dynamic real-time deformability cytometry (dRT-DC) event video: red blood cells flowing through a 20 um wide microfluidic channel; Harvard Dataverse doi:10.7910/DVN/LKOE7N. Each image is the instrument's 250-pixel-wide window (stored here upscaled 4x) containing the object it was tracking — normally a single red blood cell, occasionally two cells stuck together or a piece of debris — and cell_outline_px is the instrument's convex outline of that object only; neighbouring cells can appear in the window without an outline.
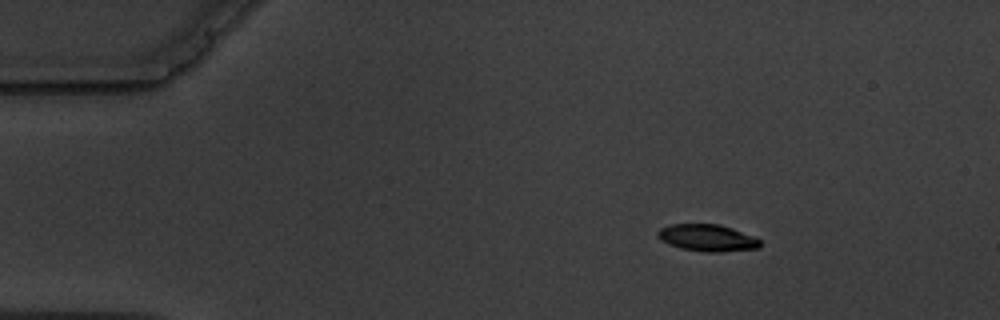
{"species": "common noctule bat (a hibernating species)", "species_latin": "Nyctalus noctula", "temperature_condition": "warm", "stored_images_in_passage": 11, "camera_frame_rate_fps": 3000, "um_per_image_px": 0.085, "animal": {"sex": "male", "body_mass_g": 19.5, "forearm_length_mm": 54.6}, "frame": {"image": 1, "passage_image": 1, "time_ms": 0.0, "image_size_px": [1000, 320], "cell_outline_px": [[760, 248], [720, 252], [704, 252], [680, 248], [668, 244], [660, 240], [656, 236], [656, 232], [660, 228], [668, 224], [720, 224], [732, 228], [752, 236], [760, 240]], "centroid_in_image_um": [60.07, 20.21], "position_along_channel_um": 24.9, "area_um2": 16.18}}
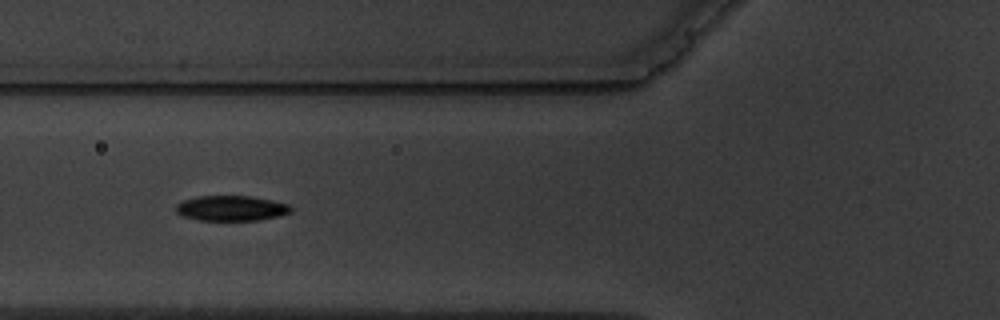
{"frame": {"image": 2, "passage_image": 4, "time_ms": 4.333, "image_size_px": [1000, 320], "cell_outline_px": [[292, 212], [280, 216], [260, 220], [196, 220], [184, 216], [176, 212], [176, 204], [184, 200], [196, 196], [248, 196], [272, 200], [288, 204], [292, 208]], "centroid_in_image_um": [19.67, 17.7], "position_along_channel_um": 106.1, "area_um2": 16.94}}
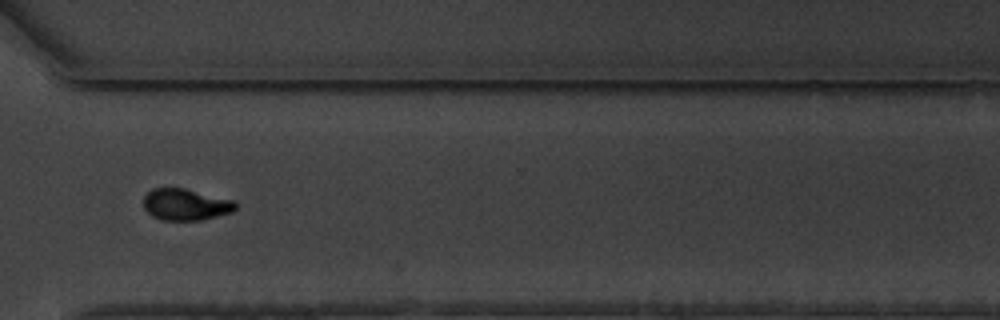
{"frame": {"image": 3, "passage_image": 10, "time_ms": 11.333, "image_size_px": [1000, 320], "cell_outline_px": [[236, 208], [232, 212], [200, 220], [164, 220], [152, 216], [144, 208], [144, 196], [152, 188], [184, 188], [236, 200]], "centroid_in_image_um": [15.8, 17.37], "position_along_channel_um": 354.8, "area_um2": 16.94}, "authors_computed_cell_mechanics": {"area_um2": 17.2244, "velocity_mm_per_s": 3.5595, "shape_relaxation_time_tau1_ms": 2.4041, "shape_relaxation_time_tau2_ms": 2.7459, "deformation_change_tau1": 0.1252, "deformation_change_tau2": 0.0583}}